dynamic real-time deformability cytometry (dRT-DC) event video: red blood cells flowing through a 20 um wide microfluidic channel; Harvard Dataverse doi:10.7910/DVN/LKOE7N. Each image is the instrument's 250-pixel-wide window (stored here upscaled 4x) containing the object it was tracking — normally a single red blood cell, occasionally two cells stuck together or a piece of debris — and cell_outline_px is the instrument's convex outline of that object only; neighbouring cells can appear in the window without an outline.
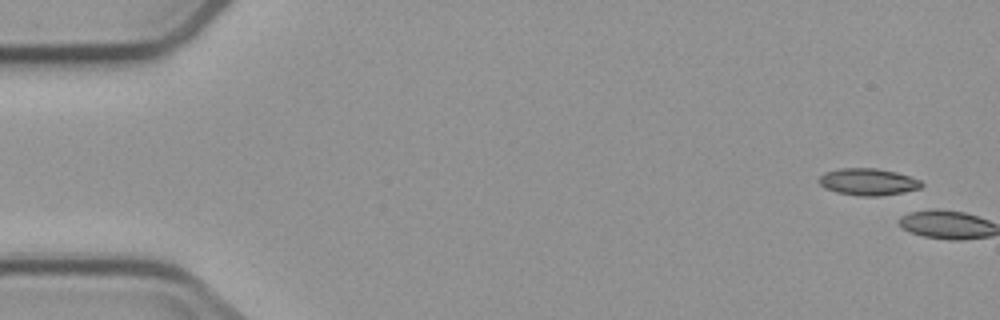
{"species": "common noctule bat (a hibernating species)", "species_latin": "Nyctalus noctula", "temperature_condition": "cold", "stored_images_in_passage": 2, "camera_frame_rate_fps": 3000, "um_per_image_px": 0.085, "animal": {"sex": "male", "body_mass_g": 23.1, "forearm_length_mm": 52.7}, "frame": {"image": 1, "passage_image": 1, "time_ms": 0.0, "image_size_px": [1000, 320], "cell_outline_px": [[924, 184], [920, 188], [904, 192], [880, 196], [860, 196], [836, 192], [824, 188], [820, 184], [820, 176], [824, 172], [840, 168], [876, 168], [896, 172], [920, 180]], "centroid_in_image_um": [73.78, 15.46], "position_along_channel_um": 11.2, "area_um2": 16.07}}